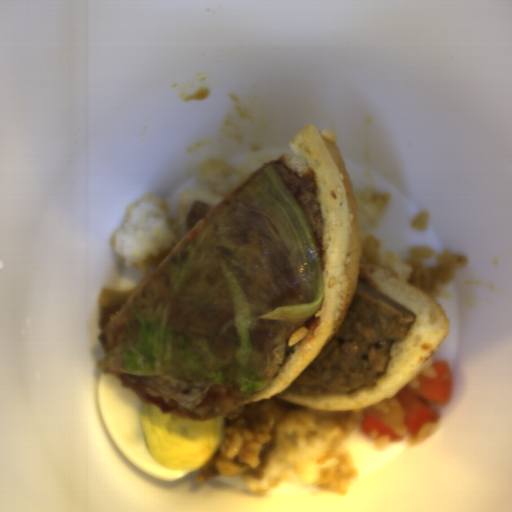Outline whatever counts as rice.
<instances>
[{
    "label": "rice",
    "mask_w": 512,
    "mask_h": 512,
    "mask_svg": "<svg viewBox=\"0 0 512 512\" xmlns=\"http://www.w3.org/2000/svg\"><path fill=\"white\" fill-rule=\"evenodd\" d=\"M364 417L365 409L326 412L308 408L285 418L274 416L256 429L224 426L223 439L233 459L254 469L260 465L264 446L275 443L260 478L242 476L256 494L272 489L287 474L296 473L302 483L343 495L359 475L344 443L354 430H361Z\"/></svg>",
    "instance_id": "obj_1"
},
{
    "label": "rice",
    "mask_w": 512,
    "mask_h": 512,
    "mask_svg": "<svg viewBox=\"0 0 512 512\" xmlns=\"http://www.w3.org/2000/svg\"><path fill=\"white\" fill-rule=\"evenodd\" d=\"M275 157L255 156L241 167L227 160L207 161L197 170V186L180 193L175 218L167 201L146 193L129 202L124 220L110 237L114 256L124 266L138 269L142 285L164 258L189 234L187 215L195 203L216 207L249 174Z\"/></svg>",
    "instance_id": "obj_2"
},
{
    "label": "rice",
    "mask_w": 512,
    "mask_h": 512,
    "mask_svg": "<svg viewBox=\"0 0 512 512\" xmlns=\"http://www.w3.org/2000/svg\"><path fill=\"white\" fill-rule=\"evenodd\" d=\"M360 236L361 263L390 269L432 297L452 281L455 271L469 263L464 254L448 250L434 253L430 248L415 246L400 258L391 250L382 251L380 241L370 233L360 230Z\"/></svg>",
    "instance_id": "obj_3"
},
{
    "label": "rice",
    "mask_w": 512,
    "mask_h": 512,
    "mask_svg": "<svg viewBox=\"0 0 512 512\" xmlns=\"http://www.w3.org/2000/svg\"><path fill=\"white\" fill-rule=\"evenodd\" d=\"M392 191L377 192L375 187L366 186L354 195L359 216L368 217L371 226H377L381 216L386 213Z\"/></svg>",
    "instance_id": "obj_4"
},
{
    "label": "rice",
    "mask_w": 512,
    "mask_h": 512,
    "mask_svg": "<svg viewBox=\"0 0 512 512\" xmlns=\"http://www.w3.org/2000/svg\"><path fill=\"white\" fill-rule=\"evenodd\" d=\"M404 428H405V431L402 434V438H405L409 444L413 445V444L421 441L422 439L436 433V431L438 429V421L436 420L435 422L426 424L425 426L422 427V429L419 431V433L417 435H413L409 428H407L405 426H404Z\"/></svg>",
    "instance_id": "obj_5"
},
{
    "label": "rice",
    "mask_w": 512,
    "mask_h": 512,
    "mask_svg": "<svg viewBox=\"0 0 512 512\" xmlns=\"http://www.w3.org/2000/svg\"><path fill=\"white\" fill-rule=\"evenodd\" d=\"M432 363H435L431 357L425 365L414 375V377L407 383L409 386L418 387L420 378H434L436 377L435 372L432 368Z\"/></svg>",
    "instance_id": "obj_6"
},
{
    "label": "rice",
    "mask_w": 512,
    "mask_h": 512,
    "mask_svg": "<svg viewBox=\"0 0 512 512\" xmlns=\"http://www.w3.org/2000/svg\"><path fill=\"white\" fill-rule=\"evenodd\" d=\"M370 439L373 442V449L380 450L389 445L391 442L389 435L379 432L378 430H374L370 435Z\"/></svg>",
    "instance_id": "obj_7"
},
{
    "label": "rice",
    "mask_w": 512,
    "mask_h": 512,
    "mask_svg": "<svg viewBox=\"0 0 512 512\" xmlns=\"http://www.w3.org/2000/svg\"><path fill=\"white\" fill-rule=\"evenodd\" d=\"M309 333H310V331L306 327V325L297 327L287 340L288 346H295L298 342H300Z\"/></svg>",
    "instance_id": "obj_8"
}]
</instances>
